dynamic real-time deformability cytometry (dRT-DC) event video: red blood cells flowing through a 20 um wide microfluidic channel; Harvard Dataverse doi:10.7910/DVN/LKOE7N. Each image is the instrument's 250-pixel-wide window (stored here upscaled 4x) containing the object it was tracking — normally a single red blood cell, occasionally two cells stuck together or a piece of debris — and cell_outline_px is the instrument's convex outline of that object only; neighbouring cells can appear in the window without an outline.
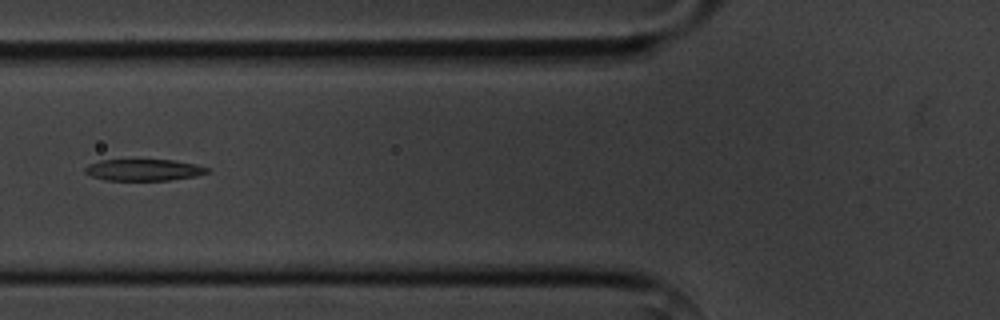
{"species": "common noctule bat (a hibernating species)", "species_latin": "Nyctalus noctula", "temperature_condition": "cold", "stored_images_in_passage": 7, "camera_frame_rate_fps": 3000, "um_per_image_px": 0.085, "animal": {"sex": "male", "body_mass_g": 20.1, "forearm_length_mm": 53.5}, "frame": {"image": 1, "passage_image": 5, "time_ms": 4.667, "image_size_px": [1000, 320], "cell_outline_px": [[208, 172], [196, 176], [168, 180], [104, 180], [92, 176], [84, 172], [84, 168], [88, 164], [100, 160], [172, 160], [196, 164], [208, 168]], "centroid_in_image_um": [12.18, 14.44], "position_along_channel_um": 113.6, "area_um2": 15.26}}
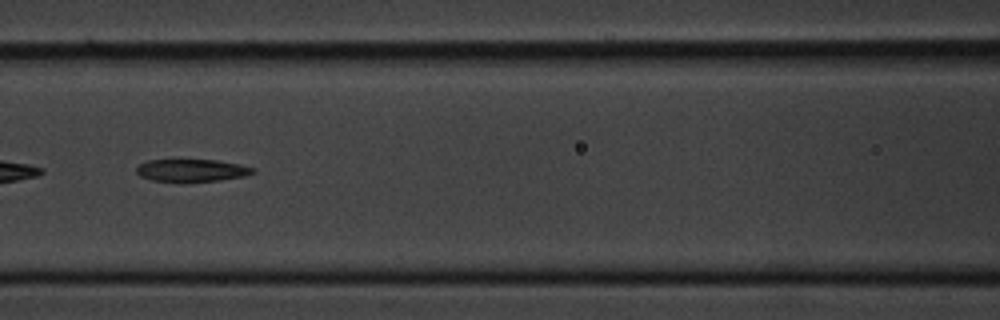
{"frame": {"image": 2, "passage_image": 6, "time_ms": 5.667, "image_size_px": [1000, 320], "cell_outline_px": [[256, 172], [244, 176], [220, 180], [184, 184], [152, 180], [140, 176], [136, 172], [136, 168], [140, 164], [148, 160], [216, 160], [240, 164], [256, 168]], "centroid_in_image_um": [16.3, 14.51], "position_along_channel_um": 150.3, "area_um2": 15.78}}
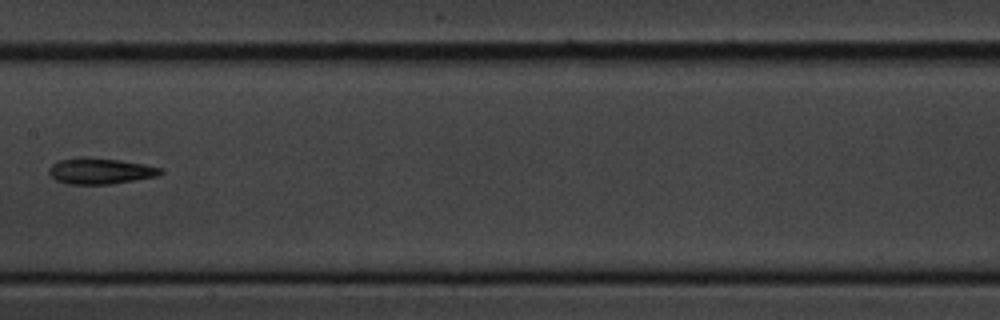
{"frame": {"image": 3, "passage_image": 7, "time_ms": 7.0, "image_size_px": [1000, 320], "cell_outline_px": [[164, 172], [156, 176], [112, 184], [68, 184], [56, 180], [48, 172], [48, 168], [52, 164], [60, 160], [80, 156], [84, 156], [120, 160], [144, 164], [164, 168]], "centroid_in_image_um": [8.52, 14.52], "position_along_channel_um": 198.9, "area_um2": 17.05}}